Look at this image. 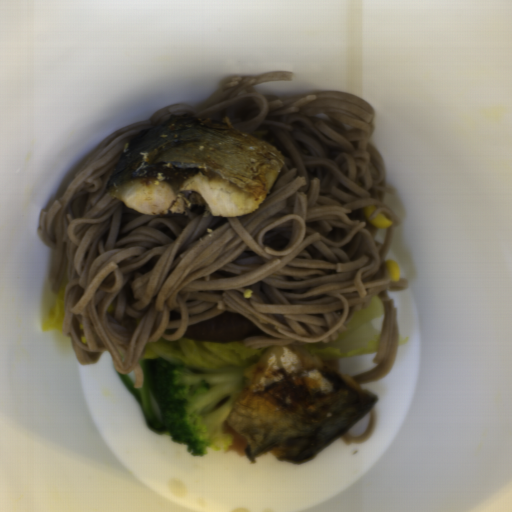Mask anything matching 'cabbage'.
Here are the masks:
<instances>
[{
    "label": "cabbage",
    "instance_id": "obj_3",
    "mask_svg": "<svg viewBox=\"0 0 512 512\" xmlns=\"http://www.w3.org/2000/svg\"><path fill=\"white\" fill-rule=\"evenodd\" d=\"M68 280L64 276L62 284L54 296V299L48 307L42 321L41 331L49 332L55 331L58 335L63 336L65 315H64V303H65V287Z\"/></svg>",
    "mask_w": 512,
    "mask_h": 512
},
{
    "label": "cabbage",
    "instance_id": "obj_1",
    "mask_svg": "<svg viewBox=\"0 0 512 512\" xmlns=\"http://www.w3.org/2000/svg\"><path fill=\"white\" fill-rule=\"evenodd\" d=\"M273 347L248 348L241 343H213L180 338H160L147 343L142 359H161L196 368L237 369L251 367Z\"/></svg>",
    "mask_w": 512,
    "mask_h": 512
},
{
    "label": "cabbage",
    "instance_id": "obj_2",
    "mask_svg": "<svg viewBox=\"0 0 512 512\" xmlns=\"http://www.w3.org/2000/svg\"><path fill=\"white\" fill-rule=\"evenodd\" d=\"M384 313V300L375 296L363 309L352 313L345 331L334 341L313 342L294 348H300L321 361L373 355L378 352L382 335L374 322Z\"/></svg>",
    "mask_w": 512,
    "mask_h": 512
}]
</instances>
